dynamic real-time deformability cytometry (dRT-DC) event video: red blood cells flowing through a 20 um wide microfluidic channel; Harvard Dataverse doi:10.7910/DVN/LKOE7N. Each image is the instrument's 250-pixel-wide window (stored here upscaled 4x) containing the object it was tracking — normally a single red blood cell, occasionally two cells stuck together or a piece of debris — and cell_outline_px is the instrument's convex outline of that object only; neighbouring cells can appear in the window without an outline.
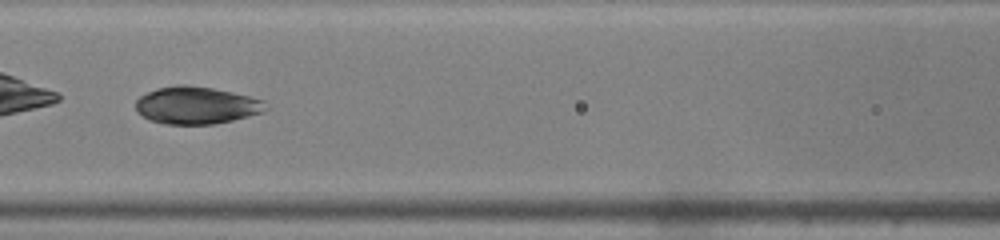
{"species": "common noctule bat (a hibernating species)", "species_latin": "Nyctalus noctula", "temperature_condition": "warm", "stored_images_in_passage": 21, "camera_frame_rate_fps": 3000, "um_per_image_px": 0.085, "animal": {"sex": "male", "body_mass_g": 19.0, "forearm_length_mm": 50.8}, "frame": {"image": 1, "passage_image": 7, "time_ms": 2.0, "image_size_px": [1000, 240], "cell_outline_px": [[268, 108], [260, 112], [248, 116], [232, 120], [212, 124], [164, 124], [148, 120], [136, 112], [136, 100], [140, 96], [156, 88], [176, 84], [184, 84], [212, 88], [232, 92], [264, 100]], "centroid_in_image_um": [16.64, 8.95], "position_along_channel_um": 150.0, "area_um2": 28.32}}
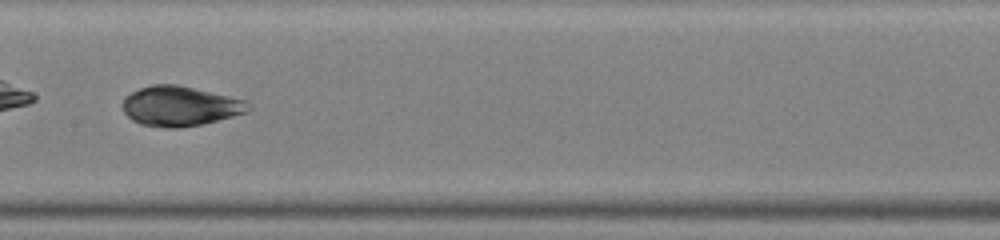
{"frame": {"image": 2, "passage_image": 10, "time_ms": 3.0, "image_size_px": [1000, 240], "cell_outline_px": [[252, 108], [248, 112], [200, 124], [180, 128], [168, 128], [140, 124], [132, 120], [124, 112], [120, 104], [124, 96], [140, 88], [152, 84], [176, 84], [248, 100], [252, 104]], "centroid_in_image_um": [15.3, 9.01], "position_along_channel_um": 192.1, "area_um2": 29.42}}
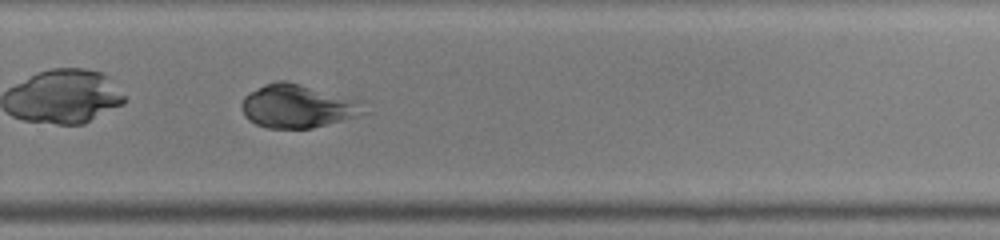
{"frame": {"image": 3, "passage_image": 18, "time_ms": 5.667, "image_size_px": [1000, 240], "cell_outline_px": [[364, 112], [356, 116], [312, 128], [268, 128], [256, 124], [248, 120], [244, 116], [240, 108], [240, 104], [244, 96], [248, 92], [264, 84], [276, 80], [288, 80], [360, 100]], "centroid_in_image_um": [25.21, 9.0], "position_along_channel_um": 304.6, "area_um2": 30.98}}